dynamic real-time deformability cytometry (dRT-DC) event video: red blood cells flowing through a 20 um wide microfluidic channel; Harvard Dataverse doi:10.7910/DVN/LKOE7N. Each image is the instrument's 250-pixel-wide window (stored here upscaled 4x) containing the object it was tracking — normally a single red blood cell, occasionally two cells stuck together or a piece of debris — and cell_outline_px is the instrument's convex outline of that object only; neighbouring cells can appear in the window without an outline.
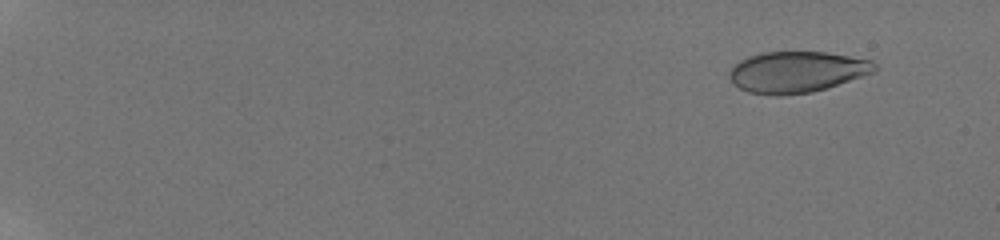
{"species": "human", "species_latin": "Homo sapiens", "temperature_condition": "room temperature", "stored_images_in_passage": 25, "camera_frame_rate_fps": 3000, "um_per_image_px": 0.085, "donor": {"sex": "male"}, "frame": {"image": 1, "passage_image": 1, "time_ms": 0.0, "image_size_px": [1000, 240], "cell_outline_px": [[876, 72], [828, 88], [812, 92], [784, 96], [776, 96], [748, 92], [732, 84], [728, 76], [728, 72], [740, 60], [748, 56], [764, 52], [828, 52], [872, 60], [876, 64]], "centroid_in_image_um": [67.74, 6.13], "position_along_channel_um": 17.3, "area_um2": 35.26}}
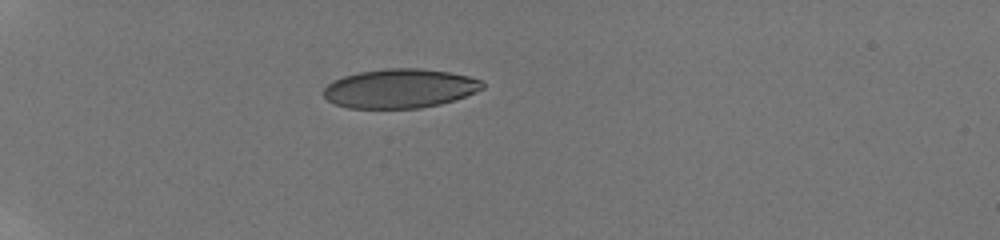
{"frame": {"image": 2, "passage_image": 21, "time_ms": 4.667, "image_size_px": [1000, 240], "cell_outline_px": [[484, 88], [476, 92], [440, 104], [420, 108], [348, 108], [336, 104], [328, 100], [320, 92], [332, 80], [344, 76], [360, 72], [384, 68], [420, 68], [448, 72], [468, 76], [484, 80]], "centroid_in_image_um": [33.97, 7.51], "position_along_channel_um": 51.0, "area_um2": 36.36}}